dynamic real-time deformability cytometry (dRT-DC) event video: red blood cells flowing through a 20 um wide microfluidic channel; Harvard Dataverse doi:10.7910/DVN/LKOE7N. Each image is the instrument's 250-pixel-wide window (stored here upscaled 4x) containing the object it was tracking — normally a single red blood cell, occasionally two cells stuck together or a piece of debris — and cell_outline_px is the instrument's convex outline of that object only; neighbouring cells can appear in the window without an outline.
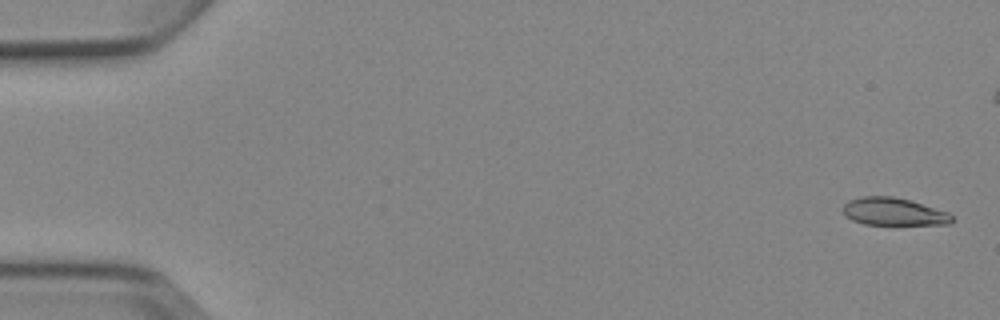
{"species": "Egyptian fruit bat (a non-hibernating species)", "species_latin": "Rousettus aegyptiacus", "temperature_condition": "cold", "stored_images_in_passage": 6, "camera_frame_rate_fps": 3000, "um_per_image_px": 0.085, "animal": {"sex": "female"}, "frame": {"image": 1, "passage_image": 1, "time_ms": 0.0, "image_size_px": [1000, 320], "cell_outline_px": [[952, 220], [948, 224], [864, 224], [852, 220], [844, 216], [844, 204], [848, 200], [860, 196], [892, 196], [912, 200], [948, 212], [952, 216]], "centroid_in_image_um": [75.93, 17.97], "position_along_channel_um": 9.1, "area_um2": 17.51}}